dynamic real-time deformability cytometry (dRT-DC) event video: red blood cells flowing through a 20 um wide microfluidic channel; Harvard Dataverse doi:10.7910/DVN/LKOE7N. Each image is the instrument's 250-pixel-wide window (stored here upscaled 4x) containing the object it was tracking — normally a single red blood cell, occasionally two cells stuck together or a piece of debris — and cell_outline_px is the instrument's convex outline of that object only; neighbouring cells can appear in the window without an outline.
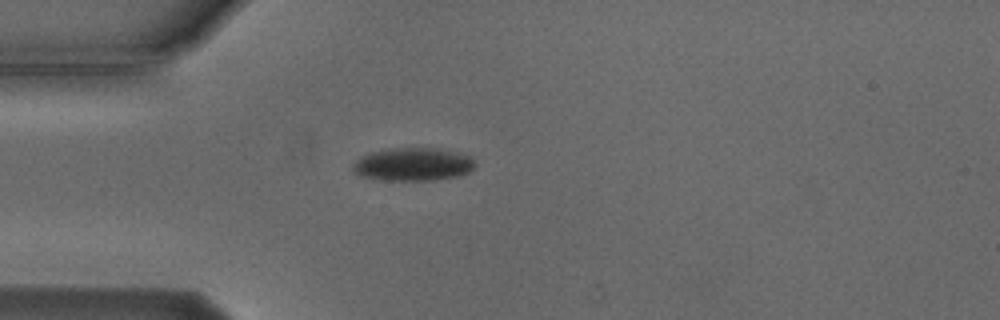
{"species": "Egyptian fruit bat (a non-hibernating species)", "species_latin": "Rousettus aegyptiacus", "temperature_condition": "cold", "stored_images_in_passage": 3, "camera_frame_rate_fps": 3000, "um_per_image_px": 0.085, "animal": {"sex": "male"}, "frame": {"image": 1, "passage_image": 2, "time_ms": 2.333, "image_size_px": [1000, 320], "cell_outline_px": [[476, 164], [468, 172], [456, 176], [432, 180], [380, 180], [364, 176], [356, 172], [352, 168], [352, 164], [360, 156], [368, 152], [388, 148], [432, 148], [456, 152], [468, 156], [476, 160]], "centroid_in_image_um": [35.07, 13.95], "position_along_channel_um": 49.9, "area_um2": 23.47}}